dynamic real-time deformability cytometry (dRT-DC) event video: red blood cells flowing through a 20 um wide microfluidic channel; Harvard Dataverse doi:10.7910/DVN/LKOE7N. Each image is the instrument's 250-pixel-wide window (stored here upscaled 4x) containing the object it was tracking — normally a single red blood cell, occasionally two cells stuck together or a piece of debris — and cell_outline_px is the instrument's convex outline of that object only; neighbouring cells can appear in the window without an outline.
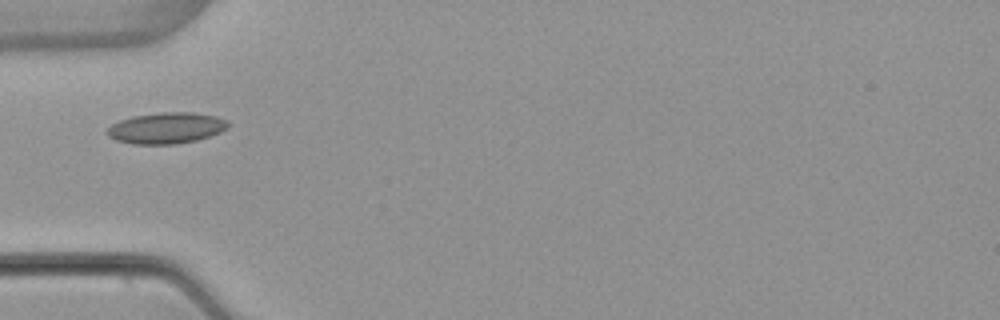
{"species": "common noctule bat (a hibernating species)", "species_latin": "Nyctalus noctula", "temperature_condition": "warm", "stored_images_in_passage": 1, "camera_frame_rate_fps": 3000, "um_per_image_px": 0.085, "animal": {"sex": "female", "body_mass_g": 22.7, "forearm_length_mm": 54.2}, "frame": {"image": 1, "passage_image": 1, "time_ms": 0.0, "image_size_px": [1000, 320], "cell_outline_px": [[232, 124], [228, 128], [220, 132], [196, 140], [176, 144], [132, 144], [116, 140], [108, 136], [104, 132], [112, 124], [120, 120], [132, 116], [160, 112], [196, 112], [216, 116], [228, 120]], "centroid_in_image_um": [14.15, 10.87], "position_along_channel_um": 70.8, "area_um2": 22.2}}